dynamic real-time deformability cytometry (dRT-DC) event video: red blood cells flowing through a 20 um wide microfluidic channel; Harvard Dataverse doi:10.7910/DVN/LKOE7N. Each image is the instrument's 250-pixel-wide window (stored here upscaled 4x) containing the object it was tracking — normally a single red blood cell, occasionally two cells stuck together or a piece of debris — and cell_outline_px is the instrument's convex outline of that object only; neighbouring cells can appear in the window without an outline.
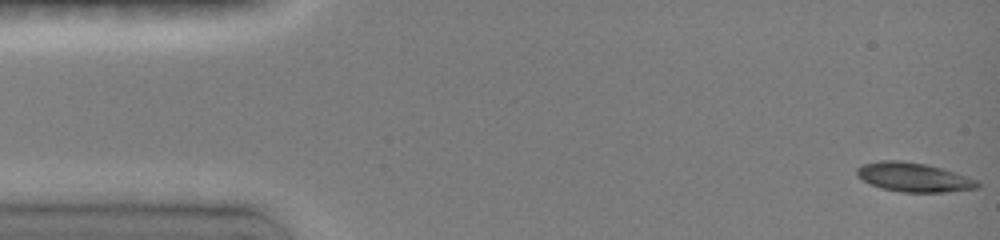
{"species": "common noctule bat (a hibernating species)", "species_latin": "Nyctalus noctula", "temperature_condition": "room temperature", "stored_images_in_passage": 55, "camera_frame_rate_fps": 3000, "um_per_image_px": 0.085, "animal": {"sex": "female", "body_mass_g": 19.0, "forearm_length_mm": 51.5}, "frame": {"image": 1, "passage_image": 1, "time_ms": 0.0, "image_size_px": [1000, 240], "cell_outline_px": [[980, 188], [944, 192], [900, 192], [880, 188], [864, 180], [856, 172], [856, 168], [864, 164], [880, 160], [900, 160], [928, 164], [968, 176], [976, 180], [980, 184]], "centroid_in_image_um": [77.69, 15.06], "position_along_channel_um": 7.3, "area_um2": 20.46}}
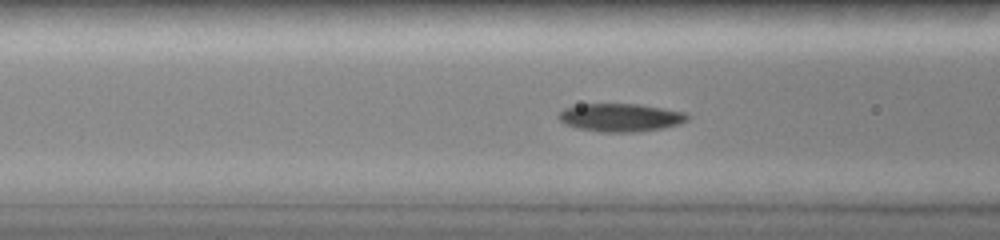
{"frame": {"image": 2, "passage_image": 28, "time_ms": 5.667, "image_size_px": [1000, 240], "cell_outline_px": [[692, 116], [688, 120], [680, 124], [664, 128], [640, 132], [600, 132], [576, 128], [564, 124], [556, 116], [564, 108], [580, 104], [640, 104], [688, 112]], "centroid_in_image_um": [52.79, 9.99], "position_along_channel_um": 113.8, "area_um2": 21.56}}
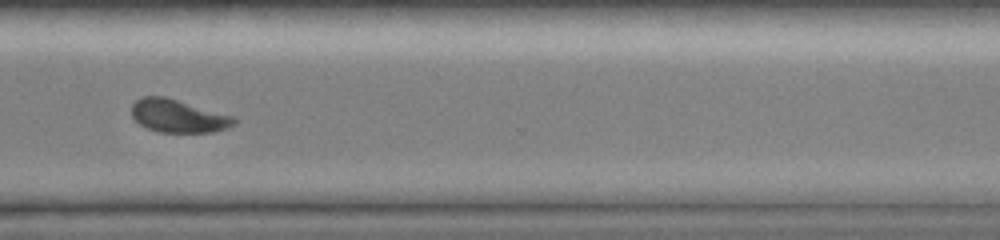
{"frame": {"image": 3, "passage_image": 54, "time_ms": 11.667, "image_size_px": [1000, 240], "cell_outline_px": [[236, 124], [228, 128], [216, 132], [156, 132], [140, 124], [132, 116], [132, 104], [136, 100], [144, 96], [164, 96], [236, 116]], "centroid_in_image_um": [15.2, 9.86], "position_along_channel_um": 355.4, "area_um2": 19.88}}